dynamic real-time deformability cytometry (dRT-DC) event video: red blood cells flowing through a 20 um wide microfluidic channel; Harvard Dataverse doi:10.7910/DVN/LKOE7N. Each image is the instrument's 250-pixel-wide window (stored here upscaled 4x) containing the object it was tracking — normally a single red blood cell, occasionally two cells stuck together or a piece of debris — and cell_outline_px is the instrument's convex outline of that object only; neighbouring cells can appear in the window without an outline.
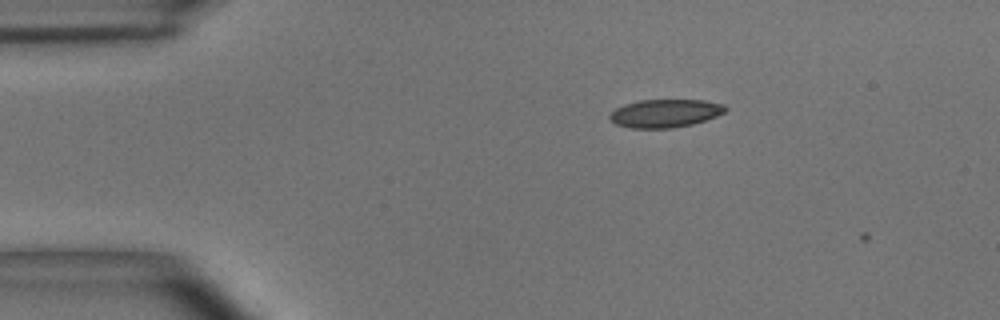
{"species": "common noctule bat (a hibernating species)", "species_latin": "Nyctalus noctula", "temperature_condition": "room temperature", "stored_images_in_passage": 3, "camera_frame_rate_fps": 3000, "um_per_image_px": 0.085, "animal": {"sex": "male", "body_mass_g": 15.6}, "frame": {"image": 1, "passage_image": 2, "time_ms": 0.333, "image_size_px": [1000, 320], "cell_outline_px": [[728, 108], [724, 112], [716, 116], [692, 124], [672, 128], [628, 128], [616, 124], [608, 120], [608, 116], [616, 108], [624, 104], [640, 100], [704, 100], [724, 104]], "centroid_in_image_um": [56.5, 9.63], "position_along_channel_um": 28.5, "area_um2": 19.02}}